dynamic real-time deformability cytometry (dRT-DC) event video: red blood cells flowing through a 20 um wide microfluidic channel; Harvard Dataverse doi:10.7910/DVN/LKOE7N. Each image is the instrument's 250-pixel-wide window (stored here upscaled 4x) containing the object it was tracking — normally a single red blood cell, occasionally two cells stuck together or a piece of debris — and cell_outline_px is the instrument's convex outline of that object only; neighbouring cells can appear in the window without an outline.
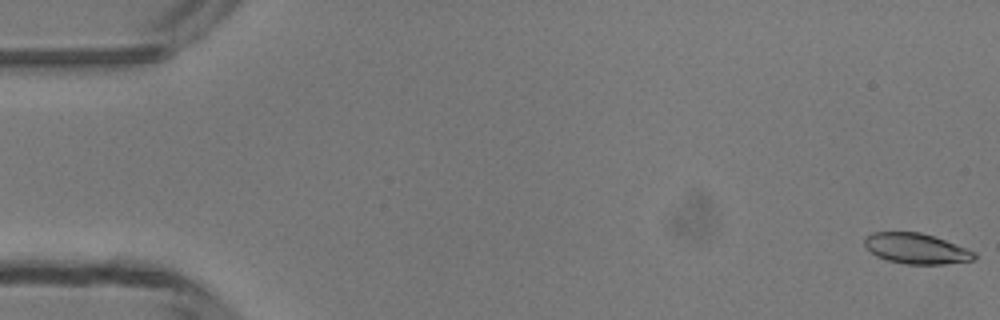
{"species": "common noctule bat (a hibernating species)", "species_latin": "Nyctalus noctula", "temperature_condition": "room temperature", "stored_images_in_passage": 50, "camera_frame_rate_fps": 3000, "um_per_image_px": 0.085, "animal": {"sex": "male", "body_mass_g": 13.3}, "frame": {"image": 1, "passage_image": 1, "time_ms": 0.0, "image_size_px": [1000, 320], "cell_outline_px": [[976, 260], [944, 264], [904, 264], [888, 260], [876, 256], [864, 244], [864, 236], [872, 232], [920, 232], [956, 244], [976, 252]], "centroid_in_image_um": [77.88, 21.13], "position_along_channel_um": 7.1, "area_um2": 19.48}}
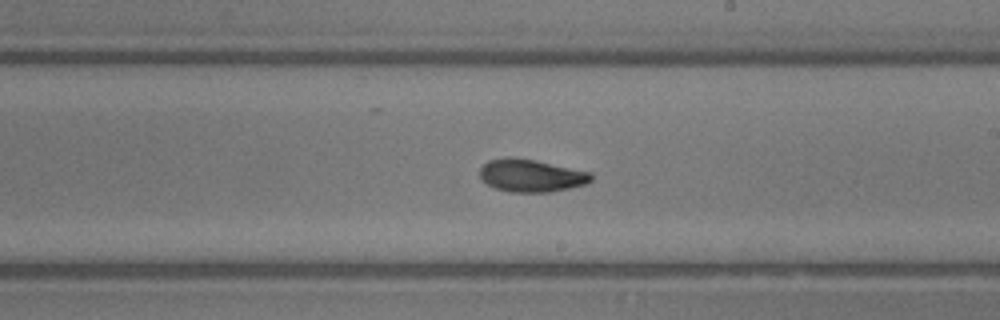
{"frame": {"image": 2, "passage_image": 29, "time_ms": 9.333, "image_size_px": [1000, 320], "cell_outline_px": [[592, 180], [588, 184], [548, 192], [508, 192], [496, 188], [480, 180], [480, 168], [488, 160], [508, 156], [512, 156], [592, 172]], "centroid_in_image_um": [45.13, 14.92], "position_along_channel_um": 243.9, "area_um2": 21.21}}
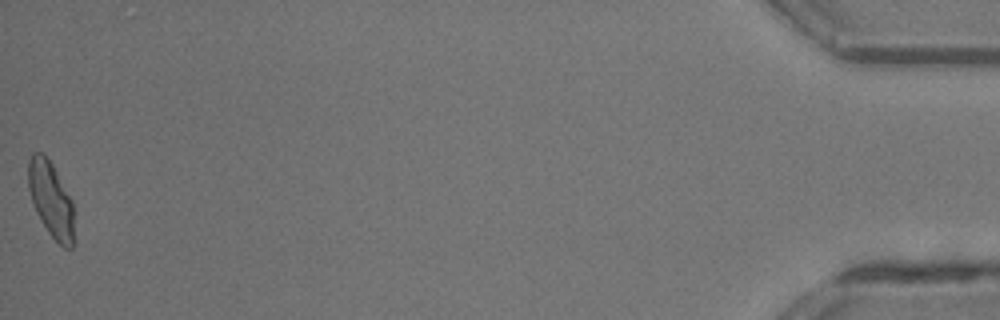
{"frame": {"image": 3, "passage_image": 50, "time_ms": 16.333, "image_size_px": [1000, 320], "cell_outline_px": [[76, 212], [72, 248], [64, 248], [48, 232], [40, 220], [32, 204], [28, 188], [28, 160], [32, 152], [44, 152], [52, 164], [72, 200]], "centroid_in_image_um": [4.35, 16.95], "position_along_channel_um": 430.9, "area_um2": 20.63}, "authors_computed_cell_mechanics": {"area_um2": 20.6346, "velocity_mm_per_s": 4.1516, "shape_relaxation_time_tau1_ms": 5.7712, "shape_relaxation_time_tau2_ms": 2.8348, "deformation_change_tau1": 0.1751, "deformation_change_tau2": 0.0866}}